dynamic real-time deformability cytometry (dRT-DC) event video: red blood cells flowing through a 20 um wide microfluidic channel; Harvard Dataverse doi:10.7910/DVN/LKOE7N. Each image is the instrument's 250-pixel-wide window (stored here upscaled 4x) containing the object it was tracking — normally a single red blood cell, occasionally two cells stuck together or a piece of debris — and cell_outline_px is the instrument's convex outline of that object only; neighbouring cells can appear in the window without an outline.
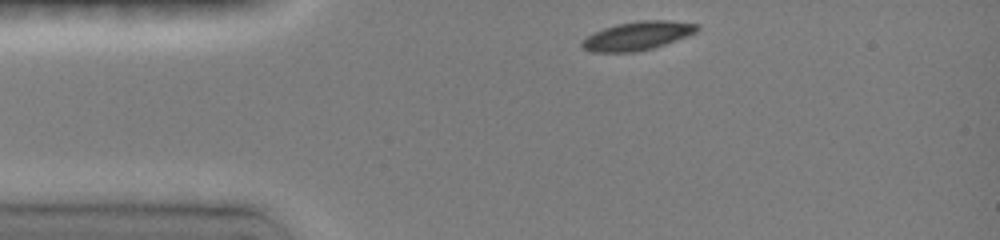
{"species": "common noctule bat (a hibernating species)", "species_latin": "Nyctalus noctula", "temperature_condition": "room temperature", "stored_images_in_passage": 7, "camera_frame_rate_fps": 3000, "um_per_image_px": 0.085, "animal": {"sex": "female", "body_mass_g": 19.0, "forearm_length_mm": 51.5}, "frame": {"image": 1, "passage_image": 1, "time_ms": 0.0, "image_size_px": [1000, 240], "cell_outline_px": [[700, 28], [696, 32], [664, 44], [652, 48], [628, 52], [592, 52], [584, 48], [580, 44], [588, 36], [604, 28], [616, 24], [640, 20], [668, 20], [696, 24]], "centroid_in_image_um": [54.18, 3.03], "position_along_channel_um": 30.8, "area_um2": 18.73}}
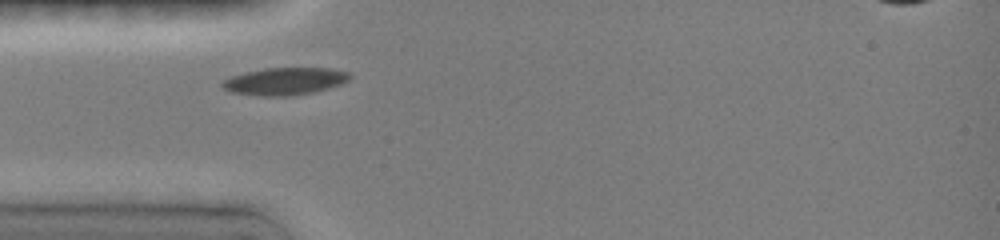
{"frame": {"image": 2, "passage_image": 3, "time_ms": 1.667, "image_size_px": [1000, 240], "cell_outline_px": [[348, 80], [340, 84], [312, 92], [288, 96], [264, 96], [232, 92], [224, 88], [220, 84], [224, 80], [232, 76], [244, 72], [264, 68], [328, 68], [348, 72]], "centroid_in_image_um": [24.16, 6.9], "position_along_channel_um": 60.8, "area_um2": 19.94}}
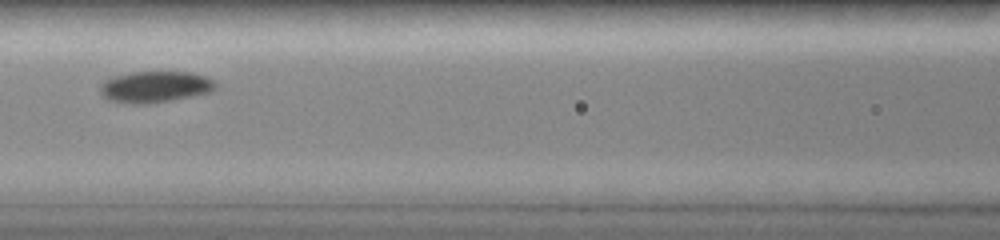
{"frame": {"image": 3, "passage_image": 6, "time_ms": 4.0, "image_size_px": [1000, 240], "cell_outline_px": [[212, 88], [208, 92], [192, 96], [148, 104], [132, 104], [112, 100], [104, 96], [100, 92], [100, 84], [116, 76], [132, 72], [192, 72], [204, 76], [212, 80]], "centroid_in_image_um": [13.14, 7.38], "position_along_channel_um": 153.5, "area_um2": 20.46}}